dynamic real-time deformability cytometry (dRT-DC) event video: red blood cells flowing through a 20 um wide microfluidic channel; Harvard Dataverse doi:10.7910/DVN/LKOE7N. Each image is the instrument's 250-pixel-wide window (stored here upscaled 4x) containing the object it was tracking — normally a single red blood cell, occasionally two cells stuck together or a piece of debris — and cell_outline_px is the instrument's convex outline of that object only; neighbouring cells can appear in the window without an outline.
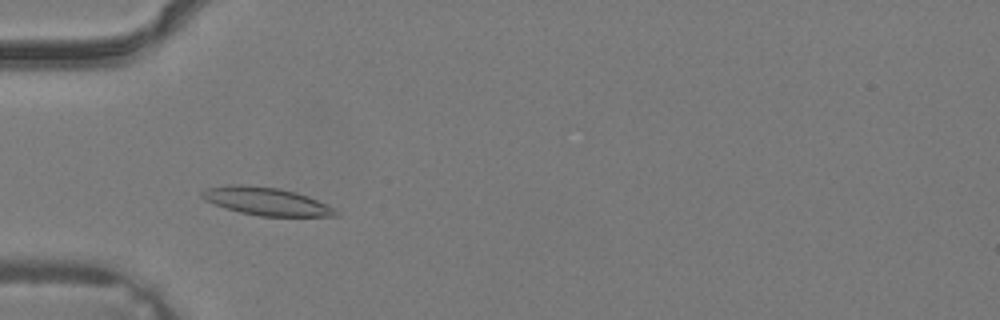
{"species": "common noctule bat (a hibernating species)", "species_latin": "Nyctalus noctula", "temperature_condition": "warm", "stored_images_in_passage": 32, "camera_frame_rate_fps": 3000, "um_per_image_px": 0.085, "animal": {"sex": "male", "body_mass_g": 19.2, "forearm_length_mm": 51.8}, "frame": {"image": 1, "passage_image": 7, "time_ms": 2.0, "image_size_px": [1000, 320], "cell_outline_px": [[340, 216], [260, 216], [240, 212], [204, 200], [200, 196], [200, 192], [208, 188], [228, 184], [248, 184], [280, 188], [296, 192], [308, 196], [336, 208], [340, 212]], "centroid_in_image_um": [22.67, 17.1], "position_along_channel_um": 62.3, "area_um2": 21.91}}
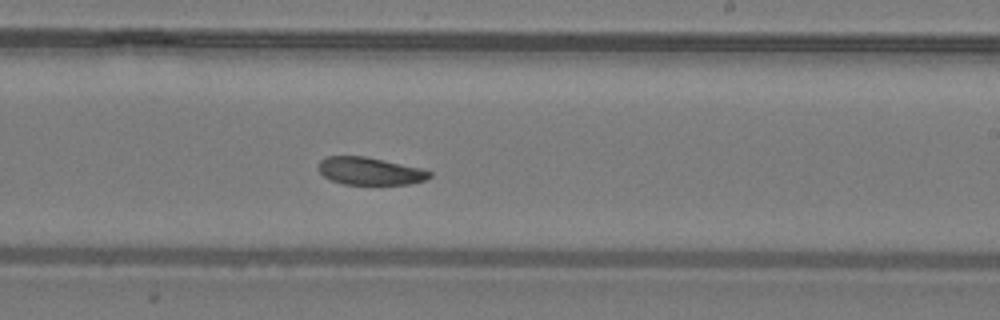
{"frame": {"image": 2, "passage_image": 18, "time_ms": 5.667, "image_size_px": [1000, 320], "cell_outline_px": [[432, 176], [424, 180], [408, 184], [344, 184], [332, 180], [324, 176], [316, 168], [320, 160], [328, 156], [364, 156], [420, 168], [432, 172]], "centroid_in_image_um": [31.41, 14.54], "position_along_channel_um": 257.6, "area_um2": 17.69}}
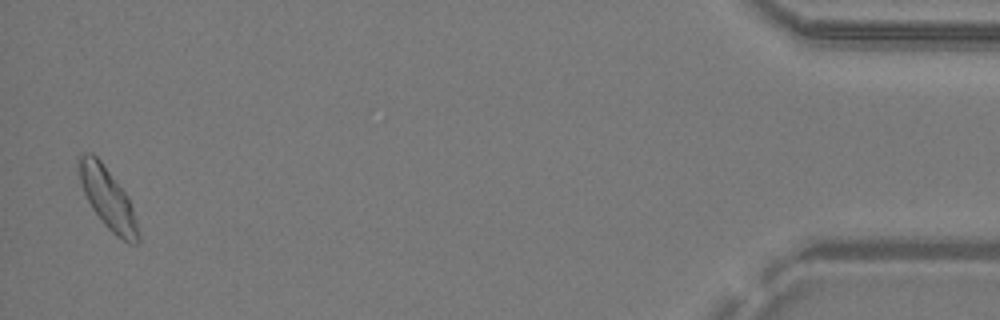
{"frame": {"image": 3, "passage_image": 32, "time_ms": 10.333, "image_size_px": [1000, 320], "cell_outline_px": [[140, 240], [136, 244], [128, 244], [116, 236], [104, 224], [92, 208], [84, 192], [80, 180], [76, 164], [76, 156], [84, 152], [92, 152], [100, 160], [128, 196], [132, 204], [140, 232]], "centroid_in_image_um": [9.16, 16.85], "position_along_channel_um": 426.0, "area_um2": 21.39}}